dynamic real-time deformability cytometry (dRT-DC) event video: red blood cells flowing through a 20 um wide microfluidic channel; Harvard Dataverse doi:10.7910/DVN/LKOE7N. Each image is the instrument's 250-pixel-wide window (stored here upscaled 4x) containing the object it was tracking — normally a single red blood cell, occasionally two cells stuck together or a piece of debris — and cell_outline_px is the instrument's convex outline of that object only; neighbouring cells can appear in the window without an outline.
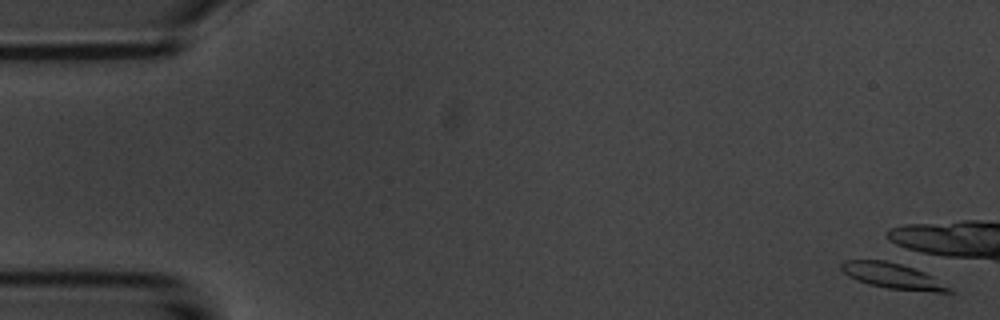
{"species": "common noctule bat (a hibernating species)", "species_latin": "Nyctalus noctula", "temperature_condition": "room temperature", "stored_images_in_passage": 2, "camera_frame_rate_fps": 3000, "um_per_image_px": 0.085, "animal": {"sex": "male", "body_mass_g": 20.1, "forearm_length_mm": 53.5}, "frame": {"image": 1, "passage_image": 2, "time_ms": 0.333, "image_size_px": [1000, 320], "cell_outline_px": [[956, 292], [932, 292], [888, 288], [868, 284], [856, 280], [848, 276], [840, 268], [840, 264], [844, 260], [888, 260], [924, 272], [932, 276]], "centroid_in_image_um": [75.83, 23.45], "position_along_channel_um": 9.2, "area_um2": 15.9}}